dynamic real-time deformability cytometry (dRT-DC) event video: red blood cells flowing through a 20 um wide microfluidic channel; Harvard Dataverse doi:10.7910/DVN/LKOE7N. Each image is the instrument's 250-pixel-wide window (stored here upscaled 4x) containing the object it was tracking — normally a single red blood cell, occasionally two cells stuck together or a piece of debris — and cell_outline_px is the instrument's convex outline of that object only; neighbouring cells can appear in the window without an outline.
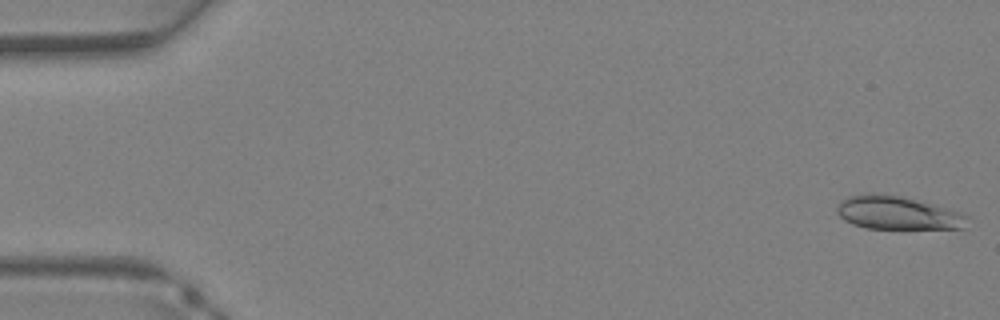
{"species": "Egyptian fruit bat (a non-hibernating species)", "species_latin": "Rousettus aegyptiacus", "temperature_condition": "warm", "stored_images_in_passage": 37, "camera_frame_rate_fps": 3000, "um_per_image_px": 0.085, "animal": {"sex": "female"}, "frame": {"image": 1, "passage_image": 1, "time_ms": 0.0, "image_size_px": [1000, 320], "cell_outline_px": [[968, 216], [964, 228], [864, 228], [852, 224], [844, 220], [836, 212], [836, 208], [840, 200], [848, 196], [872, 192], [900, 196], [932, 204], [960, 212]], "centroid_in_image_um": [76.22, 18.08], "position_along_channel_um": 8.8, "area_um2": 25.14}}
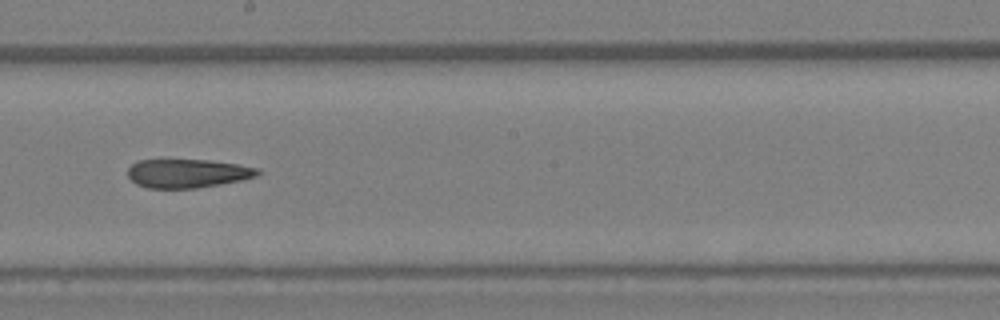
{"frame": {"image": 2, "passage_image": 21, "time_ms": 6.667, "image_size_px": [1000, 320], "cell_outline_px": [[264, 172], [256, 176], [240, 180], [220, 184], [196, 188], [148, 188], [136, 184], [128, 176], [128, 168], [136, 160], [208, 160], [236, 164], [260, 168]], "centroid_in_image_um": [15.95, 14.73], "position_along_channel_um": 232.2, "area_um2": 21.73}}
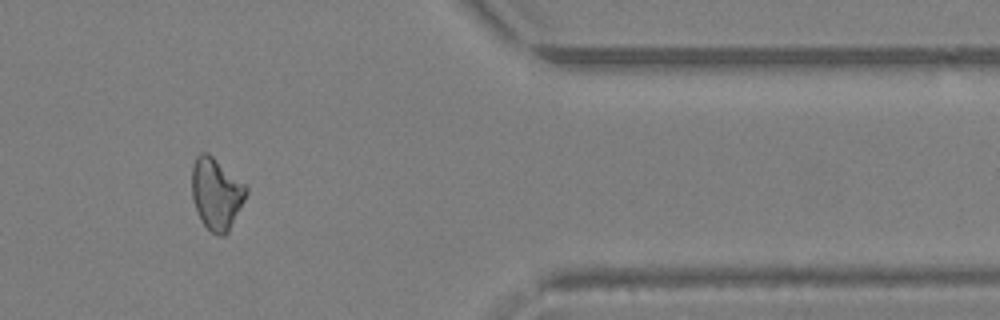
{"frame": {"image": 3, "passage_image": 31, "time_ms": 10.0, "image_size_px": [1000, 320], "cell_outline_px": [[248, 192], [228, 232], [224, 236], [216, 236], [200, 220], [192, 196], [192, 164], [196, 156], [200, 152], [208, 152], [244, 184], [248, 188]], "centroid_in_image_um": [18.37, 16.46], "position_along_channel_um": 393.0, "area_um2": 22.48}}